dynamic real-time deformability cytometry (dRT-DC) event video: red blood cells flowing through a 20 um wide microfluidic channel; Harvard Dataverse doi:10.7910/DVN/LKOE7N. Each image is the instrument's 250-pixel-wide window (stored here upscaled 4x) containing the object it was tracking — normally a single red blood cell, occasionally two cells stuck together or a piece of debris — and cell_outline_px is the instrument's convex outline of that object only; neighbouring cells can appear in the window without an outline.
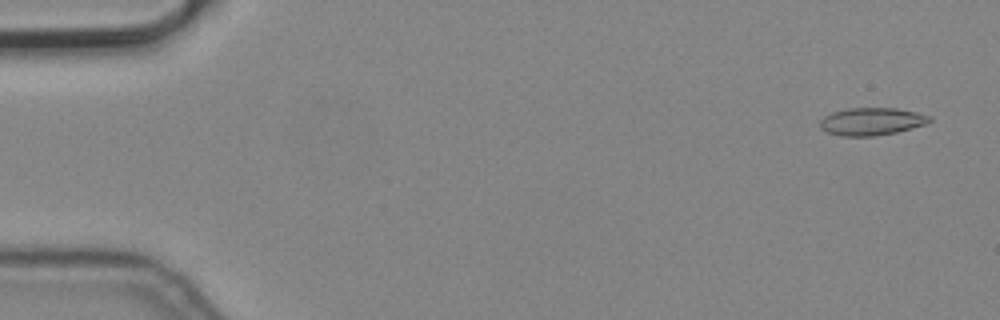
{"species": "common noctule bat (a hibernating species)", "species_latin": "Nyctalus noctula", "temperature_condition": "cold", "stored_images_in_passage": 5, "camera_frame_rate_fps": 3000, "um_per_image_px": 0.085, "animal": {"sex": "male", "body_mass_g": 19.2, "forearm_length_mm": 51.8}, "frame": {"image": 1, "passage_image": 1, "time_ms": 0.0, "image_size_px": [1000, 320], "cell_outline_px": [[932, 120], [924, 124], [912, 128], [896, 132], [876, 136], [840, 136], [828, 132], [820, 128], [820, 120], [824, 116], [832, 112], [848, 108], [896, 108], [916, 112], [932, 116]], "centroid_in_image_um": [74.08, 10.32], "position_along_channel_um": 10.9, "area_um2": 17.63}}